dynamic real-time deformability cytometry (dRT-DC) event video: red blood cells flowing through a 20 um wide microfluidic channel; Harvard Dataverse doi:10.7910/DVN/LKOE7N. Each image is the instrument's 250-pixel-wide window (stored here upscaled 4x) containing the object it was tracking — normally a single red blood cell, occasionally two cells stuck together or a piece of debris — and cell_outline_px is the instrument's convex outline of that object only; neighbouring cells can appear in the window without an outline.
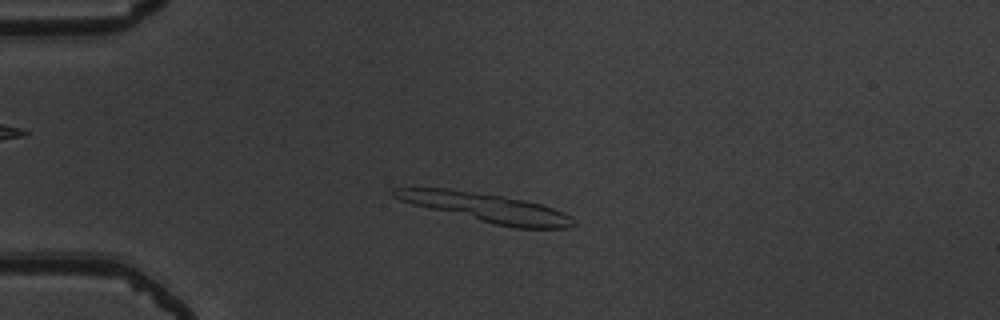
{"species": "common noctule bat (a hibernating species)", "species_latin": "Nyctalus noctula", "temperature_condition": "warm", "stored_images_in_passage": 24, "camera_frame_rate_fps": 3000, "um_per_image_px": 0.085, "animal": {"sex": "male", "body_mass_g": 19.5, "forearm_length_mm": 54.6}, "frame": {"image": 1, "passage_image": 14, "time_ms": 4.333, "image_size_px": [1000, 320], "cell_outline_px": [[576, 224], [572, 228], [512, 228], [412, 204], [400, 200], [392, 196], [392, 188], [444, 188], [504, 196], [524, 200], [540, 204], [564, 212], [572, 216], [576, 220]], "centroid_in_image_um": [41.41, 17.66], "position_along_channel_um": 43.6, "area_um2": 29.82}}